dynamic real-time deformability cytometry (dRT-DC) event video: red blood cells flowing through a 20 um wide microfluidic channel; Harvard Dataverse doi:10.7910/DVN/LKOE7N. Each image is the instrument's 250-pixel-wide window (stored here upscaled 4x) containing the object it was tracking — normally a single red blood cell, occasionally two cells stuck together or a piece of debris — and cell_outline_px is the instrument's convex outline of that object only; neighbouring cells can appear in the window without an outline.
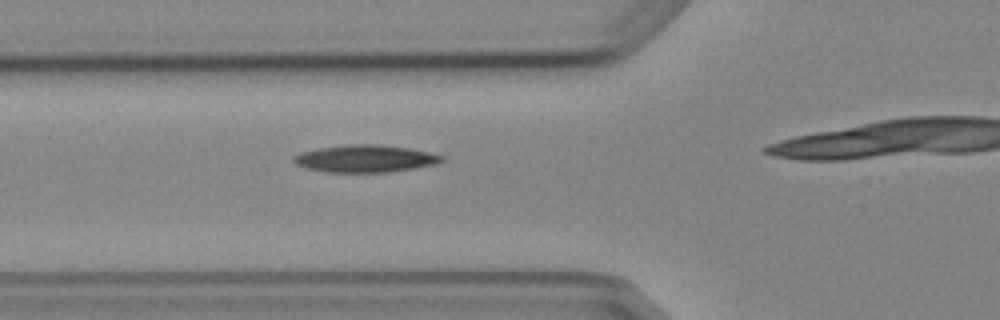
{"species": "Egyptian fruit bat (a non-hibernating species)", "species_latin": "Rousettus aegyptiacus", "temperature_condition": "cold", "stored_images_in_passage": 2, "camera_frame_rate_fps": 3000, "um_per_image_px": 0.085, "animal": {"sex": "female"}, "frame": {"image": 1, "passage_image": 2, "time_ms": 1.0, "image_size_px": [1000, 320], "cell_outline_px": [[444, 160], [436, 164], [416, 168], [388, 172], [324, 172], [308, 168], [296, 164], [292, 160], [292, 156], [304, 152], [320, 148], [348, 144], [376, 144], [408, 148], [428, 152], [444, 156]], "centroid_in_image_um": [31.06, 13.48], "position_along_channel_um": 94.7, "area_um2": 23.41}}